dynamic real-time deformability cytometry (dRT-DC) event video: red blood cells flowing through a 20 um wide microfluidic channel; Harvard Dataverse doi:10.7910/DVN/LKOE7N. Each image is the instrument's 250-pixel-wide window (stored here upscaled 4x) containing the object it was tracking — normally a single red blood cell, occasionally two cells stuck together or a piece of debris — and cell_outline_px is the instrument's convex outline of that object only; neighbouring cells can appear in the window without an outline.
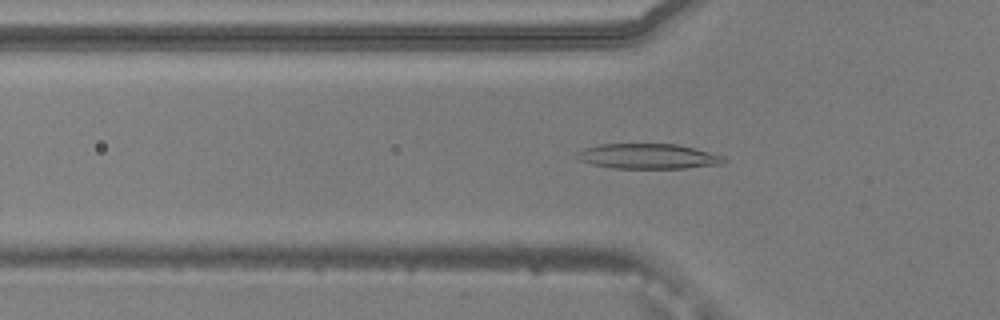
{"species": "common noctule bat (a hibernating species)", "species_latin": "Nyctalus noctula", "temperature_condition": "warm", "stored_images_in_passage": 53, "camera_frame_rate_fps": 3000, "um_per_image_px": 0.085, "animal": {"sex": "male", "body_mass_g": 20.5, "forearm_length_mm": 52.5}, "frame": {"image": 1, "passage_image": 18, "time_ms": 5.667, "image_size_px": [1000, 320], "cell_outline_px": [[728, 160], [724, 164], [684, 168], [612, 168], [592, 164], [580, 160], [576, 156], [576, 152], [584, 148], [600, 144], [676, 144], [724, 156]], "centroid_in_image_um": [55.09, 13.29], "position_along_channel_um": 70.7, "area_um2": 21.44}}
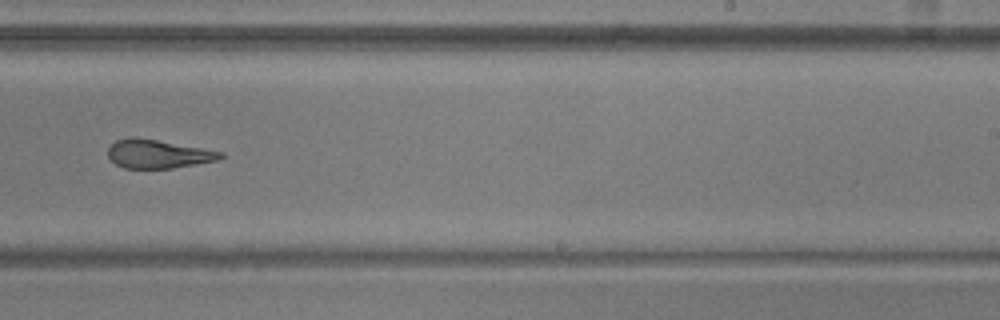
{"frame": {"image": 2, "passage_image": 34, "time_ms": 11.0, "image_size_px": [1000, 320], "cell_outline_px": [[224, 156], [220, 160], [172, 168], [124, 168], [116, 164], [108, 156], [108, 148], [116, 140], [128, 136], [132, 136], [156, 140], [224, 152]], "centroid_in_image_um": [13.43, 13.08], "position_along_channel_um": 275.6, "area_um2": 18.67}}
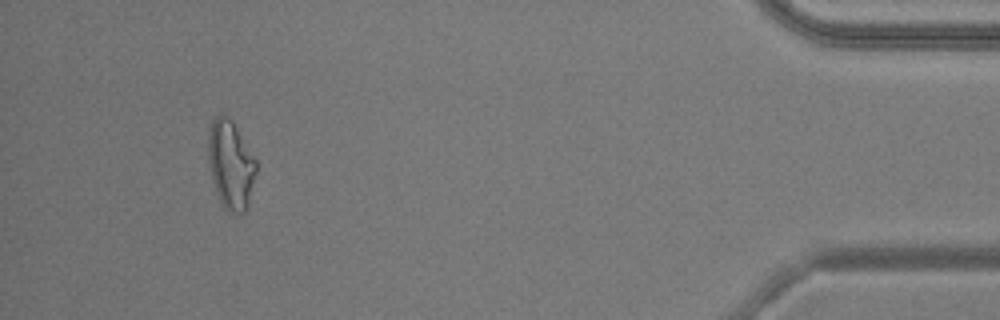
{"frame": {"image": 3, "passage_image": 50, "time_ms": 16.333, "image_size_px": [1000, 320], "cell_outline_px": [[256, 172], [248, 204], [244, 212], [240, 216], [228, 212], [224, 208], [216, 192], [212, 180], [208, 164], [208, 136], [212, 120], [220, 112], [224, 112], [232, 120], [256, 160]], "centroid_in_image_um": [19.59, 13.99], "position_along_channel_um": 415.6, "area_um2": 24.97}, "authors_computed_cell_mechanics": {"area_um2": 20.9236, "velocity_mm_per_s": 3.8236, "shape_relaxation_time_tau1_ms": null, "shape_relaxation_time_tau2_ms": 2.6377, "deformation_change_tau1": null, "deformation_change_tau2": 0.1152}}